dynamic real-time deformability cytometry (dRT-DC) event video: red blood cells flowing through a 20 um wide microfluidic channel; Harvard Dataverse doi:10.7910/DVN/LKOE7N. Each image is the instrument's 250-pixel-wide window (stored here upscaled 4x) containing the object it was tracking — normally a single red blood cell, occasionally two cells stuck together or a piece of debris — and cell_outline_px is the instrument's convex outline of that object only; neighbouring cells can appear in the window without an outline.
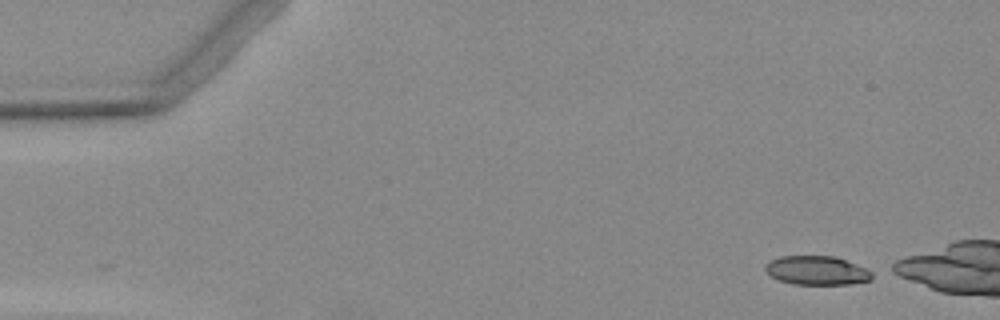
{"species": "Egyptian fruit bat (a non-hibernating species)", "species_latin": "Rousettus aegyptiacus", "temperature_condition": "warm", "stored_images_in_passage": 7, "camera_frame_rate_fps": 3000, "um_per_image_px": 0.085, "animal": {"sex": "female"}, "frame": {"image": 1, "passage_image": 1, "time_ms": 0.0, "image_size_px": [1000, 320], "cell_outline_px": [[876, 272], [872, 280], [848, 284], [792, 284], [780, 280], [772, 276], [764, 268], [764, 264], [780, 256], [836, 256], [868, 268]], "centroid_in_image_um": [69.51, 22.98], "position_along_channel_um": 15.5, "area_um2": 18.21}}
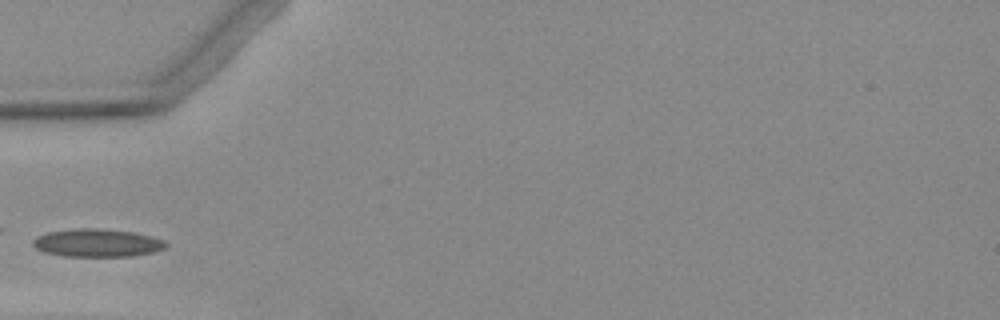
{"frame": {"image": 2, "passage_image": 6, "time_ms": 7.333, "image_size_px": [1000, 320], "cell_outline_px": [[168, 244], [164, 248], [156, 252], [132, 256], [64, 256], [44, 252], [36, 248], [32, 244], [32, 240], [48, 232], [80, 228], [92, 228], [132, 232], [152, 236], [164, 240]], "centroid_in_image_um": [8.29, 20.65], "position_along_channel_um": 76.7, "area_um2": 21.5}}
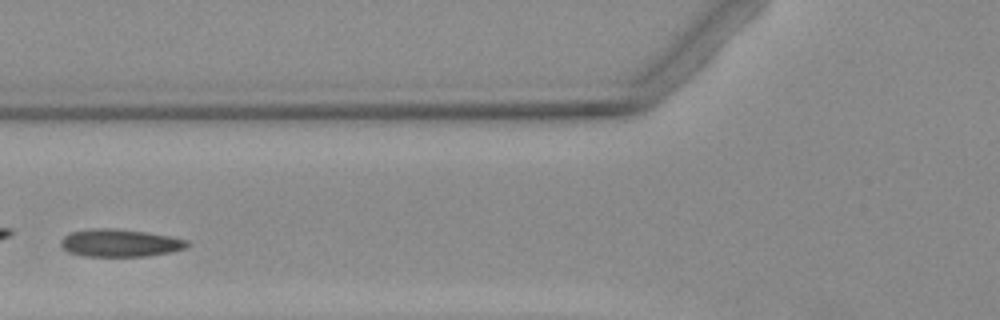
{"frame": {"image": 3, "passage_image": 7, "time_ms": 8.333, "image_size_px": [1000, 320], "cell_outline_px": [[188, 244], [184, 248], [172, 252], [148, 256], [84, 256], [68, 252], [60, 244], [60, 240], [64, 236], [72, 232], [96, 228], [116, 228], [148, 232], [188, 240]], "centroid_in_image_um": [10.19, 20.65], "position_along_channel_um": 115.6, "area_um2": 20.29}}